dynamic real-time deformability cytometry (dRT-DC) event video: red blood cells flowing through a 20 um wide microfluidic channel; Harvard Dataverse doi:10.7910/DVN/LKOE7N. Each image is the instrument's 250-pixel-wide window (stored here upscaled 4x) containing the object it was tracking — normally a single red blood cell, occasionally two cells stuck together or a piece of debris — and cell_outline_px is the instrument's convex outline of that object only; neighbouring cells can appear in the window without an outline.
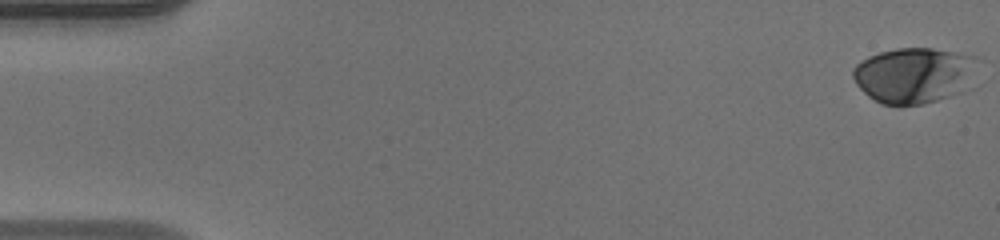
{"species": "human", "species_latin": "Homo sapiens", "temperature_condition": "warm", "stored_images_in_passage": 50, "camera_frame_rate_fps": 3000, "um_per_image_px": 0.085, "donor": {"sex": "male"}, "frame": {"image": 1, "passage_image": 1, "time_ms": 0.0, "image_size_px": [1000, 240], "cell_outline_px": [[976, 56], [960, 92], [924, 104], [880, 104], [868, 96], [856, 84], [852, 76], [852, 68], [860, 60], [868, 56], [880, 52], [896, 48], [932, 48]], "centroid_in_image_um": [77.53, 6.38], "position_along_channel_um": 7.5, "area_um2": 39.36}}
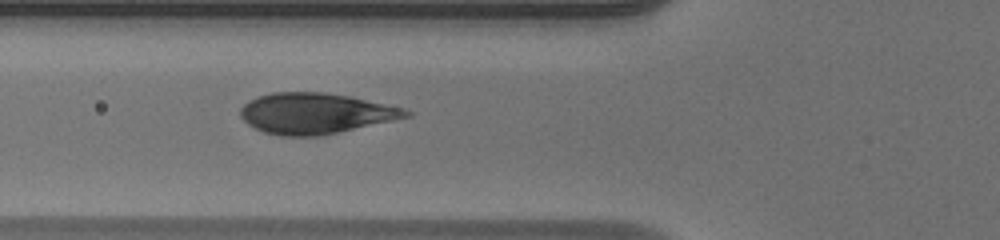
{"frame": {"image": 2, "passage_image": 19, "time_ms": 6.0, "image_size_px": [1000, 240], "cell_outline_px": [[412, 116], [320, 136], [280, 136], [264, 132], [248, 124], [240, 116], [240, 108], [248, 100], [272, 92], [324, 92], [352, 96], [404, 108], [412, 112]], "centroid_in_image_um": [26.82, 9.63], "position_along_channel_um": 99.0, "area_um2": 39.36}}
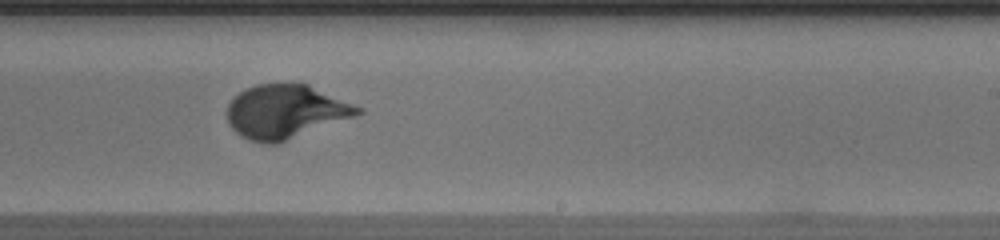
{"frame": {"image": 3, "passage_image": 31, "time_ms": 10.0, "image_size_px": [1000, 240], "cell_outline_px": [[364, 112], [276, 144], [268, 144], [252, 140], [240, 136], [228, 124], [228, 104], [240, 92], [256, 84], [308, 84], [364, 108]], "centroid_in_image_um": [24.27, 9.48], "position_along_channel_um": 264.7, "area_um2": 40.29}, "authors_computed_cell_mechanics": {"area_um2": 39.3618, "velocity_mm_per_s": 4.1508, "shape_relaxation_time_tau1_ms": 4.0403, "shape_relaxation_time_tau2_ms": null, "deformation_change_tau1": 0.2123, "deformation_change_tau2": null}}